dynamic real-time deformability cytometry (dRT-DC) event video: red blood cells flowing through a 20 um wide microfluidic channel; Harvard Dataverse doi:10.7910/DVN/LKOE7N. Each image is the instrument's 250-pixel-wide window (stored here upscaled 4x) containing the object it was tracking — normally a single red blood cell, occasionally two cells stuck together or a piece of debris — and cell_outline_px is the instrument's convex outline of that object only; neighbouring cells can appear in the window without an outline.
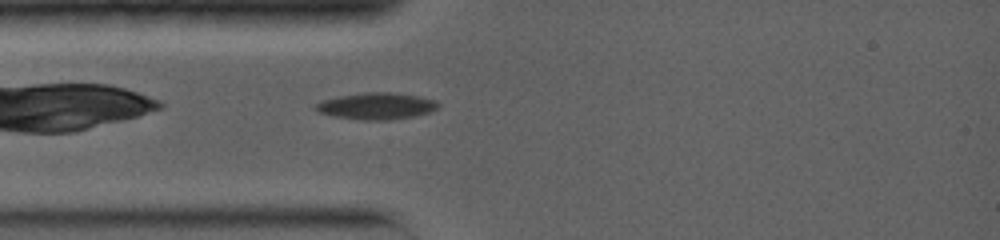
{"species": "common noctule bat (a hibernating species)", "species_latin": "Nyctalus noctula", "temperature_condition": "warm", "stored_images_in_passage": 20, "camera_frame_rate_fps": 5000, "um_per_image_px": 0.085, "animal": {"sex": "female", "body_mass_g": 19.0, "forearm_length_mm": 56.7}, "frame": {"image": 1, "passage_image": 2, "time_ms": 0.8, "image_size_px": [1000, 240], "cell_outline_px": [[440, 104], [436, 108], [428, 112], [412, 116], [392, 120], [364, 120], [332, 116], [316, 112], [312, 108], [316, 104], [324, 100], [340, 96], [364, 92], [388, 92], [416, 96], [436, 100]], "centroid_in_image_um": [31.94, 9.02], "position_along_channel_um": 53.1, "area_um2": 18.9}}
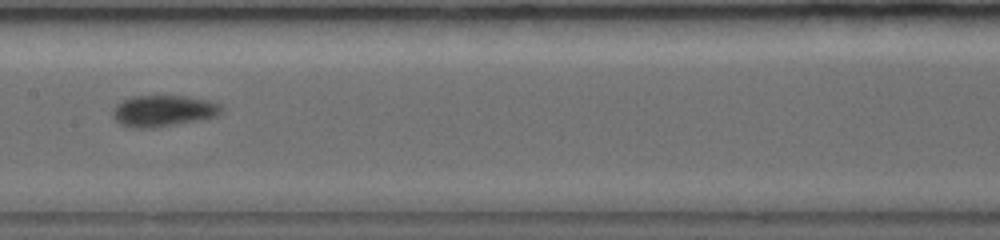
{"frame": {"image": 2, "passage_image": 8, "time_ms": 4.4, "image_size_px": [1000, 240], "cell_outline_px": [[220, 112], [216, 116], [200, 120], [156, 128], [132, 128], [120, 124], [112, 116], [112, 108], [120, 100], [132, 96], [184, 96], [208, 100], [220, 104]], "centroid_in_image_um": [13.81, 9.43], "position_along_channel_um": 193.6, "area_um2": 20.0}}
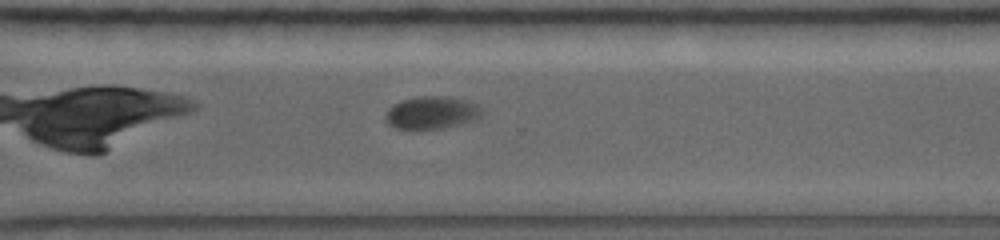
{"frame": {"image": 3, "passage_image": 14, "time_ms": 8.0, "image_size_px": [1000, 240], "cell_outline_px": [[484, 112], [476, 120], [460, 124], [440, 128], [392, 128], [384, 120], [384, 116], [388, 108], [392, 104], [404, 100], [420, 96], [444, 96], [468, 100], [484, 108]], "centroid_in_image_um": [36.7, 9.56], "position_along_channel_um": 333.9, "area_um2": 18.44}, "authors_computed_cell_mechanics": {"area_um2": 18.7561, "velocity_mm_per_s": 3.9022, "shape_relaxation_time_tau1_ms": 9.059, "shape_relaxation_time_tau2_ms": null, "deformation_change_tau1": 0.2258, "deformation_change_tau2": null}}